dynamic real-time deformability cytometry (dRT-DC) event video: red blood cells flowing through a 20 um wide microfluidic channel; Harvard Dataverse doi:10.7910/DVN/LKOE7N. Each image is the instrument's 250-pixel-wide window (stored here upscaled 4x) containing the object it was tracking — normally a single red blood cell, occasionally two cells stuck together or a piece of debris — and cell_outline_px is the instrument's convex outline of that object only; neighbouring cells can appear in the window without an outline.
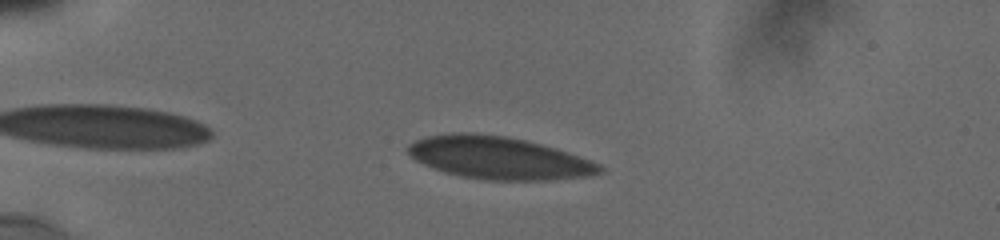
{"species": "human", "species_latin": "Homo sapiens", "temperature_condition": "cold", "stored_images_in_passage": 16, "camera_frame_rate_fps": 3000, "um_per_image_px": 0.085, "donor": {"sex": "male"}, "frame": {"image": 1, "passage_image": 5, "time_ms": 1.333, "image_size_px": [1000, 240], "cell_outline_px": [[604, 172], [588, 176], [544, 180], [488, 180], [460, 176], [444, 172], [424, 164], [416, 160], [404, 148], [408, 144], [416, 140], [428, 136], [452, 132], [472, 132], [504, 136], [524, 140], [556, 148], [592, 160], [600, 164], [604, 168]], "centroid_in_image_um": [42.39, 13.41], "position_along_channel_um": 42.6, "area_um2": 47.51}}